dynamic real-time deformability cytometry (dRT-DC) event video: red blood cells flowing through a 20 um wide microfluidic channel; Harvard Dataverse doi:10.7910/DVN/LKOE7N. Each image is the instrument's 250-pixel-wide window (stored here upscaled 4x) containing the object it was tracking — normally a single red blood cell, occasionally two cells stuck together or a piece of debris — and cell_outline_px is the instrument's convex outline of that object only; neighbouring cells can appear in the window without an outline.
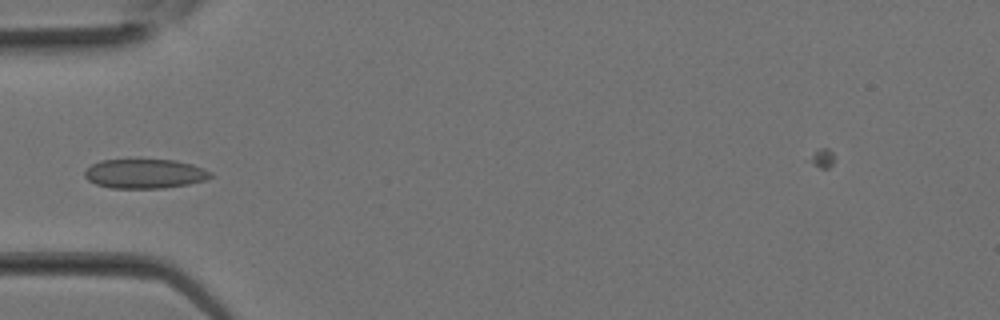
{"species": "Egyptian fruit bat (a non-hibernating species)", "species_latin": "Rousettus aegyptiacus", "temperature_condition": "room temperature", "stored_images_in_passage": 13, "camera_frame_rate_fps": 3000, "um_per_image_px": 0.085, "animal": {"sex": "female"}, "frame": {"image": 1, "passage_image": 10, "time_ms": 3.0, "image_size_px": [1000, 320], "cell_outline_px": [[216, 176], [204, 180], [188, 184], [164, 188], [112, 188], [96, 184], [88, 180], [84, 176], [84, 172], [92, 164], [100, 160], [136, 156], [176, 160], [192, 164], [204, 168], [212, 172]], "centroid_in_image_um": [12.31, 14.7], "position_along_channel_um": 72.7, "area_um2": 22.72}}
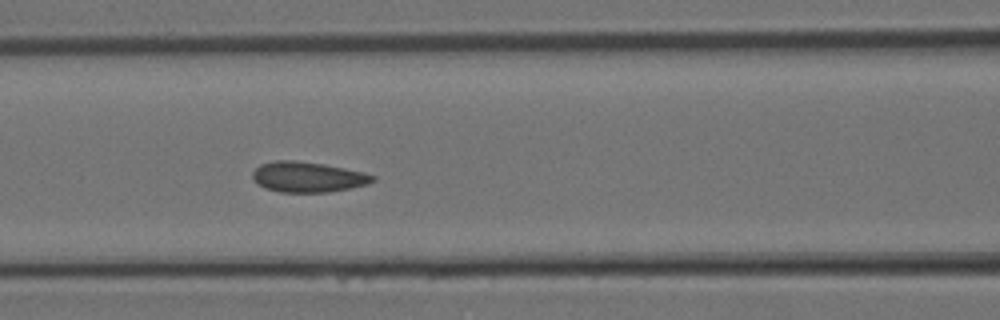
{"frame": {"image": 2, "passage_image": 13, "time_ms": 4.0, "image_size_px": [1000, 320], "cell_outline_px": [[376, 180], [368, 184], [328, 192], [280, 192], [264, 188], [252, 176], [252, 172], [260, 164], [276, 160], [296, 160], [324, 164], [364, 172], [376, 176]], "centroid_in_image_um": [26.18, 15.03], "position_along_channel_um": 140.4, "area_um2": 21.21}}